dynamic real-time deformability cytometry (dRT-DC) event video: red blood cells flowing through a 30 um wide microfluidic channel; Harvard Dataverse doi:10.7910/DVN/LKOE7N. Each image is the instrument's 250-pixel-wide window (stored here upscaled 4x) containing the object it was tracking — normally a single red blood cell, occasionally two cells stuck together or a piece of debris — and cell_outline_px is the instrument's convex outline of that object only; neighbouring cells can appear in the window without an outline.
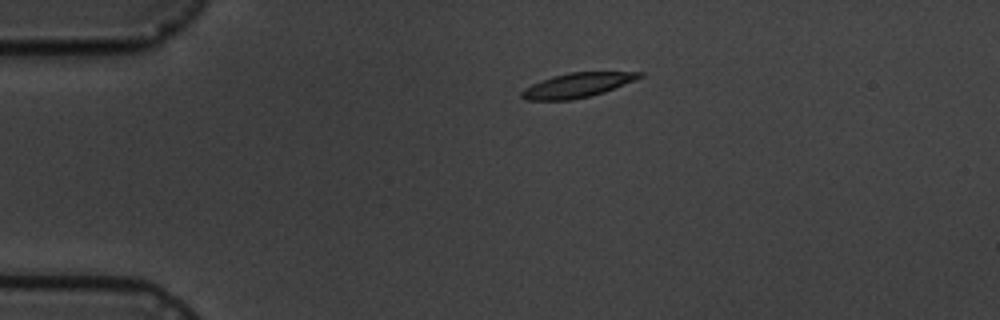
{"species": "common noctule bat (a hibernating species)", "species_latin": "Nyctalus noctula", "temperature_condition": "cold", "stored_images_in_passage": 5, "camera_frame_rate_fps": 3000, "um_per_image_px": 0.085, "animal": {"sex": "male", "body_mass_g": 19.5, "forearm_length_mm": 54.6}, "frame": {"image": 1, "passage_image": 3, "time_ms": 2.333, "image_size_px": [1000, 320], "cell_outline_px": [[644, 76], [604, 92], [572, 100], [524, 100], [520, 96], [520, 92], [524, 88], [532, 84], [552, 76], [568, 72], [644, 72]], "centroid_in_image_um": [49.03, 7.24], "position_along_channel_um": 36.0, "area_um2": 16.76}}
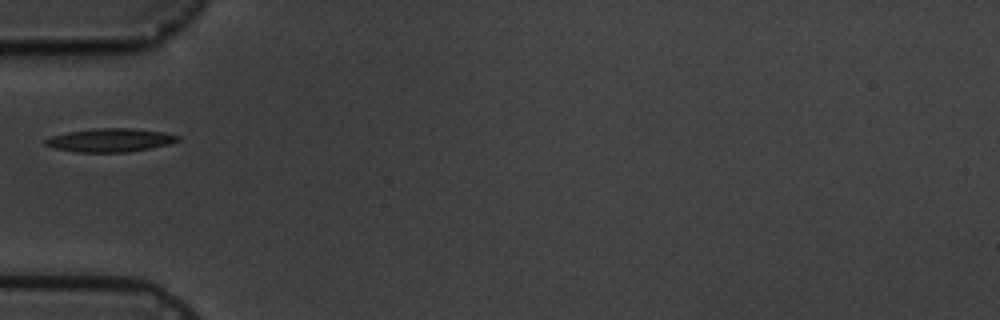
{"frame": {"image": 2, "passage_image": 5, "time_ms": 4.667, "image_size_px": [1000, 320], "cell_outline_px": [[180, 140], [168, 144], [128, 152], [76, 152], [56, 148], [44, 144], [44, 140], [52, 136], [68, 132], [92, 128], [132, 128], [164, 132], [180, 136]], "centroid_in_image_um": [9.37, 11.9], "position_along_channel_um": 75.6, "area_um2": 17.98}}